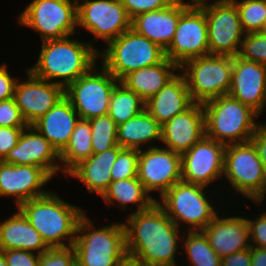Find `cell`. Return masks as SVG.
I'll list each match as a JSON object with an SVG mask.
<instances>
[{"label":"cell","instance_id":"31","mask_svg":"<svg viewBox=\"0 0 266 266\" xmlns=\"http://www.w3.org/2000/svg\"><path fill=\"white\" fill-rule=\"evenodd\" d=\"M91 124L89 120L79 119L70 136L67 146L59 153L61 174H66L80 161L89 158L92 150Z\"/></svg>","mask_w":266,"mask_h":266},{"label":"cell","instance_id":"13","mask_svg":"<svg viewBox=\"0 0 266 266\" xmlns=\"http://www.w3.org/2000/svg\"><path fill=\"white\" fill-rule=\"evenodd\" d=\"M208 25L201 8H187L180 3V18L174 38L165 56L179 67L187 60L209 55Z\"/></svg>","mask_w":266,"mask_h":266},{"label":"cell","instance_id":"14","mask_svg":"<svg viewBox=\"0 0 266 266\" xmlns=\"http://www.w3.org/2000/svg\"><path fill=\"white\" fill-rule=\"evenodd\" d=\"M208 25V44L211 55H238L245 32L235 3L228 0L201 8Z\"/></svg>","mask_w":266,"mask_h":266},{"label":"cell","instance_id":"25","mask_svg":"<svg viewBox=\"0 0 266 266\" xmlns=\"http://www.w3.org/2000/svg\"><path fill=\"white\" fill-rule=\"evenodd\" d=\"M80 116L64 96L32 126L60 153L68 144Z\"/></svg>","mask_w":266,"mask_h":266},{"label":"cell","instance_id":"19","mask_svg":"<svg viewBox=\"0 0 266 266\" xmlns=\"http://www.w3.org/2000/svg\"><path fill=\"white\" fill-rule=\"evenodd\" d=\"M260 116L266 106V65L233 57L231 88L228 93Z\"/></svg>","mask_w":266,"mask_h":266},{"label":"cell","instance_id":"46","mask_svg":"<svg viewBox=\"0 0 266 266\" xmlns=\"http://www.w3.org/2000/svg\"><path fill=\"white\" fill-rule=\"evenodd\" d=\"M221 266H251V248L223 257Z\"/></svg>","mask_w":266,"mask_h":266},{"label":"cell","instance_id":"44","mask_svg":"<svg viewBox=\"0 0 266 266\" xmlns=\"http://www.w3.org/2000/svg\"><path fill=\"white\" fill-rule=\"evenodd\" d=\"M8 65L4 62L0 64V101H5L14 97V90L17 83V76H12Z\"/></svg>","mask_w":266,"mask_h":266},{"label":"cell","instance_id":"42","mask_svg":"<svg viewBox=\"0 0 266 266\" xmlns=\"http://www.w3.org/2000/svg\"><path fill=\"white\" fill-rule=\"evenodd\" d=\"M4 254L8 266H38L39 254L20 249L4 250Z\"/></svg>","mask_w":266,"mask_h":266},{"label":"cell","instance_id":"39","mask_svg":"<svg viewBox=\"0 0 266 266\" xmlns=\"http://www.w3.org/2000/svg\"><path fill=\"white\" fill-rule=\"evenodd\" d=\"M130 20L136 16L171 5L175 0H120Z\"/></svg>","mask_w":266,"mask_h":266},{"label":"cell","instance_id":"9","mask_svg":"<svg viewBox=\"0 0 266 266\" xmlns=\"http://www.w3.org/2000/svg\"><path fill=\"white\" fill-rule=\"evenodd\" d=\"M233 57L206 55L185 61L179 71L184 75L194 103L228 95L231 88Z\"/></svg>","mask_w":266,"mask_h":266},{"label":"cell","instance_id":"49","mask_svg":"<svg viewBox=\"0 0 266 266\" xmlns=\"http://www.w3.org/2000/svg\"><path fill=\"white\" fill-rule=\"evenodd\" d=\"M115 266H143L136 258L126 255Z\"/></svg>","mask_w":266,"mask_h":266},{"label":"cell","instance_id":"24","mask_svg":"<svg viewBox=\"0 0 266 266\" xmlns=\"http://www.w3.org/2000/svg\"><path fill=\"white\" fill-rule=\"evenodd\" d=\"M179 18L180 3L175 0L166 8L136 16L131 20V29L166 50L174 38Z\"/></svg>","mask_w":266,"mask_h":266},{"label":"cell","instance_id":"5","mask_svg":"<svg viewBox=\"0 0 266 266\" xmlns=\"http://www.w3.org/2000/svg\"><path fill=\"white\" fill-rule=\"evenodd\" d=\"M85 214L79 221L74 240L77 266H115L127 255L123 221L95 228Z\"/></svg>","mask_w":266,"mask_h":266},{"label":"cell","instance_id":"30","mask_svg":"<svg viewBox=\"0 0 266 266\" xmlns=\"http://www.w3.org/2000/svg\"><path fill=\"white\" fill-rule=\"evenodd\" d=\"M101 199L106 205L111 207L115 204L123 211H127L129 205H135V210L127 215L146 210L156 202L154 195L145 189L138 177L112 181Z\"/></svg>","mask_w":266,"mask_h":266},{"label":"cell","instance_id":"23","mask_svg":"<svg viewBox=\"0 0 266 266\" xmlns=\"http://www.w3.org/2000/svg\"><path fill=\"white\" fill-rule=\"evenodd\" d=\"M193 104L185 77L179 71L157 94L145 102V109L162 126Z\"/></svg>","mask_w":266,"mask_h":266},{"label":"cell","instance_id":"10","mask_svg":"<svg viewBox=\"0 0 266 266\" xmlns=\"http://www.w3.org/2000/svg\"><path fill=\"white\" fill-rule=\"evenodd\" d=\"M20 27L33 29L41 42L77 34V6L69 0H31L17 16Z\"/></svg>","mask_w":266,"mask_h":266},{"label":"cell","instance_id":"8","mask_svg":"<svg viewBox=\"0 0 266 266\" xmlns=\"http://www.w3.org/2000/svg\"><path fill=\"white\" fill-rule=\"evenodd\" d=\"M223 176L236 192L234 196L241 194L253 205H262L266 198V173L251 141L225 147Z\"/></svg>","mask_w":266,"mask_h":266},{"label":"cell","instance_id":"1","mask_svg":"<svg viewBox=\"0 0 266 266\" xmlns=\"http://www.w3.org/2000/svg\"><path fill=\"white\" fill-rule=\"evenodd\" d=\"M126 216L123 224L127 255L143 266H179L177 254L182 248V230L157 202Z\"/></svg>","mask_w":266,"mask_h":266},{"label":"cell","instance_id":"2","mask_svg":"<svg viewBox=\"0 0 266 266\" xmlns=\"http://www.w3.org/2000/svg\"><path fill=\"white\" fill-rule=\"evenodd\" d=\"M73 36L42 41L35 64L27 69L34 76L66 89L99 63L100 47L96 48L91 41L76 40Z\"/></svg>","mask_w":266,"mask_h":266},{"label":"cell","instance_id":"34","mask_svg":"<svg viewBox=\"0 0 266 266\" xmlns=\"http://www.w3.org/2000/svg\"><path fill=\"white\" fill-rule=\"evenodd\" d=\"M91 124L92 150L94 154L103 153L117 143V125L107 114L89 120Z\"/></svg>","mask_w":266,"mask_h":266},{"label":"cell","instance_id":"47","mask_svg":"<svg viewBox=\"0 0 266 266\" xmlns=\"http://www.w3.org/2000/svg\"><path fill=\"white\" fill-rule=\"evenodd\" d=\"M251 266H266V248L251 246Z\"/></svg>","mask_w":266,"mask_h":266},{"label":"cell","instance_id":"6","mask_svg":"<svg viewBox=\"0 0 266 266\" xmlns=\"http://www.w3.org/2000/svg\"><path fill=\"white\" fill-rule=\"evenodd\" d=\"M207 192L208 187L181 180L156 202L181 230L202 231L220 213Z\"/></svg>","mask_w":266,"mask_h":266},{"label":"cell","instance_id":"43","mask_svg":"<svg viewBox=\"0 0 266 266\" xmlns=\"http://www.w3.org/2000/svg\"><path fill=\"white\" fill-rule=\"evenodd\" d=\"M26 127H0V158L3 161L16 146Z\"/></svg>","mask_w":266,"mask_h":266},{"label":"cell","instance_id":"41","mask_svg":"<svg viewBox=\"0 0 266 266\" xmlns=\"http://www.w3.org/2000/svg\"><path fill=\"white\" fill-rule=\"evenodd\" d=\"M246 219L249 227L251 246L266 248V210H263L261 214L259 213L252 220L249 216H246Z\"/></svg>","mask_w":266,"mask_h":266},{"label":"cell","instance_id":"36","mask_svg":"<svg viewBox=\"0 0 266 266\" xmlns=\"http://www.w3.org/2000/svg\"><path fill=\"white\" fill-rule=\"evenodd\" d=\"M244 60L266 65V33H245L238 55Z\"/></svg>","mask_w":266,"mask_h":266},{"label":"cell","instance_id":"17","mask_svg":"<svg viewBox=\"0 0 266 266\" xmlns=\"http://www.w3.org/2000/svg\"><path fill=\"white\" fill-rule=\"evenodd\" d=\"M25 79H19L14 99L27 125H33L65 96V89L53 82L34 76L27 67Z\"/></svg>","mask_w":266,"mask_h":266},{"label":"cell","instance_id":"3","mask_svg":"<svg viewBox=\"0 0 266 266\" xmlns=\"http://www.w3.org/2000/svg\"><path fill=\"white\" fill-rule=\"evenodd\" d=\"M18 209L49 248L73 245L79 221L87 213L82 207L66 202L54 191L26 201Z\"/></svg>","mask_w":266,"mask_h":266},{"label":"cell","instance_id":"37","mask_svg":"<svg viewBox=\"0 0 266 266\" xmlns=\"http://www.w3.org/2000/svg\"><path fill=\"white\" fill-rule=\"evenodd\" d=\"M138 160L139 150L122 148L111 168L112 181L137 177Z\"/></svg>","mask_w":266,"mask_h":266},{"label":"cell","instance_id":"4","mask_svg":"<svg viewBox=\"0 0 266 266\" xmlns=\"http://www.w3.org/2000/svg\"><path fill=\"white\" fill-rule=\"evenodd\" d=\"M203 105L205 136L227 146L250 141L262 122L260 115L230 95L211 99Z\"/></svg>","mask_w":266,"mask_h":266},{"label":"cell","instance_id":"48","mask_svg":"<svg viewBox=\"0 0 266 266\" xmlns=\"http://www.w3.org/2000/svg\"><path fill=\"white\" fill-rule=\"evenodd\" d=\"M182 5H184L187 8H202L204 6L210 5V4H215V3H221L225 2L228 0H176ZM209 2V3H208Z\"/></svg>","mask_w":266,"mask_h":266},{"label":"cell","instance_id":"18","mask_svg":"<svg viewBox=\"0 0 266 266\" xmlns=\"http://www.w3.org/2000/svg\"><path fill=\"white\" fill-rule=\"evenodd\" d=\"M53 177L43 168L33 165L0 163V197H13L15 207L44 196L51 190L44 189Z\"/></svg>","mask_w":266,"mask_h":266},{"label":"cell","instance_id":"15","mask_svg":"<svg viewBox=\"0 0 266 266\" xmlns=\"http://www.w3.org/2000/svg\"><path fill=\"white\" fill-rule=\"evenodd\" d=\"M137 177L150 194L158 192L160 198L182 180L181 154L160 144L139 150Z\"/></svg>","mask_w":266,"mask_h":266},{"label":"cell","instance_id":"38","mask_svg":"<svg viewBox=\"0 0 266 266\" xmlns=\"http://www.w3.org/2000/svg\"><path fill=\"white\" fill-rule=\"evenodd\" d=\"M38 266H77L74 246L48 248L39 254Z\"/></svg>","mask_w":266,"mask_h":266},{"label":"cell","instance_id":"51","mask_svg":"<svg viewBox=\"0 0 266 266\" xmlns=\"http://www.w3.org/2000/svg\"><path fill=\"white\" fill-rule=\"evenodd\" d=\"M71 3L75 4L76 6H78L79 4H81L82 2L86 1V0H69Z\"/></svg>","mask_w":266,"mask_h":266},{"label":"cell","instance_id":"7","mask_svg":"<svg viewBox=\"0 0 266 266\" xmlns=\"http://www.w3.org/2000/svg\"><path fill=\"white\" fill-rule=\"evenodd\" d=\"M103 48L99 50L100 64L118 81L132 71L157 65L166 58L165 50L131 28Z\"/></svg>","mask_w":266,"mask_h":266},{"label":"cell","instance_id":"26","mask_svg":"<svg viewBox=\"0 0 266 266\" xmlns=\"http://www.w3.org/2000/svg\"><path fill=\"white\" fill-rule=\"evenodd\" d=\"M121 149L116 145L103 153H93L74 166L66 176L80 181L88 193H96L101 197L112 182L111 168Z\"/></svg>","mask_w":266,"mask_h":266},{"label":"cell","instance_id":"11","mask_svg":"<svg viewBox=\"0 0 266 266\" xmlns=\"http://www.w3.org/2000/svg\"><path fill=\"white\" fill-rule=\"evenodd\" d=\"M99 65L65 89V96L80 119L90 120L108 114L111 93L119 81L102 64Z\"/></svg>","mask_w":266,"mask_h":266},{"label":"cell","instance_id":"50","mask_svg":"<svg viewBox=\"0 0 266 266\" xmlns=\"http://www.w3.org/2000/svg\"><path fill=\"white\" fill-rule=\"evenodd\" d=\"M0 266H8L4 254L0 251Z\"/></svg>","mask_w":266,"mask_h":266},{"label":"cell","instance_id":"32","mask_svg":"<svg viewBox=\"0 0 266 266\" xmlns=\"http://www.w3.org/2000/svg\"><path fill=\"white\" fill-rule=\"evenodd\" d=\"M181 251L187 256L186 266H221L222 258L210 246L202 231H183Z\"/></svg>","mask_w":266,"mask_h":266},{"label":"cell","instance_id":"21","mask_svg":"<svg viewBox=\"0 0 266 266\" xmlns=\"http://www.w3.org/2000/svg\"><path fill=\"white\" fill-rule=\"evenodd\" d=\"M218 214L202 232L210 246L221 257L251 247L249 227L246 215ZM227 214V215H226Z\"/></svg>","mask_w":266,"mask_h":266},{"label":"cell","instance_id":"52","mask_svg":"<svg viewBox=\"0 0 266 266\" xmlns=\"http://www.w3.org/2000/svg\"><path fill=\"white\" fill-rule=\"evenodd\" d=\"M262 32L266 33V23H265V26H264Z\"/></svg>","mask_w":266,"mask_h":266},{"label":"cell","instance_id":"12","mask_svg":"<svg viewBox=\"0 0 266 266\" xmlns=\"http://www.w3.org/2000/svg\"><path fill=\"white\" fill-rule=\"evenodd\" d=\"M77 28L106 45L131 28L120 0H86L77 6Z\"/></svg>","mask_w":266,"mask_h":266},{"label":"cell","instance_id":"45","mask_svg":"<svg viewBox=\"0 0 266 266\" xmlns=\"http://www.w3.org/2000/svg\"><path fill=\"white\" fill-rule=\"evenodd\" d=\"M266 173V121L262 122L250 138Z\"/></svg>","mask_w":266,"mask_h":266},{"label":"cell","instance_id":"16","mask_svg":"<svg viewBox=\"0 0 266 266\" xmlns=\"http://www.w3.org/2000/svg\"><path fill=\"white\" fill-rule=\"evenodd\" d=\"M225 147L204 136L192 148L181 154L182 180L205 187L214 185L218 179L220 181L224 174Z\"/></svg>","mask_w":266,"mask_h":266},{"label":"cell","instance_id":"40","mask_svg":"<svg viewBox=\"0 0 266 266\" xmlns=\"http://www.w3.org/2000/svg\"><path fill=\"white\" fill-rule=\"evenodd\" d=\"M15 99L0 101V127H27Z\"/></svg>","mask_w":266,"mask_h":266},{"label":"cell","instance_id":"28","mask_svg":"<svg viewBox=\"0 0 266 266\" xmlns=\"http://www.w3.org/2000/svg\"><path fill=\"white\" fill-rule=\"evenodd\" d=\"M179 72V66L165 58L161 63L132 71L119 82L144 102L159 92Z\"/></svg>","mask_w":266,"mask_h":266},{"label":"cell","instance_id":"27","mask_svg":"<svg viewBox=\"0 0 266 266\" xmlns=\"http://www.w3.org/2000/svg\"><path fill=\"white\" fill-rule=\"evenodd\" d=\"M17 212L0 221V251L27 250L41 254L49 247L39 232L17 208Z\"/></svg>","mask_w":266,"mask_h":266},{"label":"cell","instance_id":"35","mask_svg":"<svg viewBox=\"0 0 266 266\" xmlns=\"http://www.w3.org/2000/svg\"><path fill=\"white\" fill-rule=\"evenodd\" d=\"M245 33L261 32L266 23V0H232Z\"/></svg>","mask_w":266,"mask_h":266},{"label":"cell","instance_id":"33","mask_svg":"<svg viewBox=\"0 0 266 266\" xmlns=\"http://www.w3.org/2000/svg\"><path fill=\"white\" fill-rule=\"evenodd\" d=\"M145 109V102L132 90L118 82L111 93L108 115L116 125L125 123Z\"/></svg>","mask_w":266,"mask_h":266},{"label":"cell","instance_id":"20","mask_svg":"<svg viewBox=\"0 0 266 266\" xmlns=\"http://www.w3.org/2000/svg\"><path fill=\"white\" fill-rule=\"evenodd\" d=\"M5 163L33 165L45 169L52 177L61 174L60 156L50 142L32 125L22 132L18 143L10 150Z\"/></svg>","mask_w":266,"mask_h":266},{"label":"cell","instance_id":"29","mask_svg":"<svg viewBox=\"0 0 266 266\" xmlns=\"http://www.w3.org/2000/svg\"><path fill=\"white\" fill-rule=\"evenodd\" d=\"M161 139L162 126L146 109L117 126V143L122 148L137 150L152 148L156 141L158 144L161 143Z\"/></svg>","mask_w":266,"mask_h":266},{"label":"cell","instance_id":"22","mask_svg":"<svg viewBox=\"0 0 266 266\" xmlns=\"http://www.w3.org/2000/svg\"><path fill=\"white\" fill-rule=\"evenodd\" d=\"M205 136L203 105L194 103L184 113L175 115L162 125L163 147L182 154Z\"/></svg>","mask_w":266,"mask_h":266}]
</instances>
